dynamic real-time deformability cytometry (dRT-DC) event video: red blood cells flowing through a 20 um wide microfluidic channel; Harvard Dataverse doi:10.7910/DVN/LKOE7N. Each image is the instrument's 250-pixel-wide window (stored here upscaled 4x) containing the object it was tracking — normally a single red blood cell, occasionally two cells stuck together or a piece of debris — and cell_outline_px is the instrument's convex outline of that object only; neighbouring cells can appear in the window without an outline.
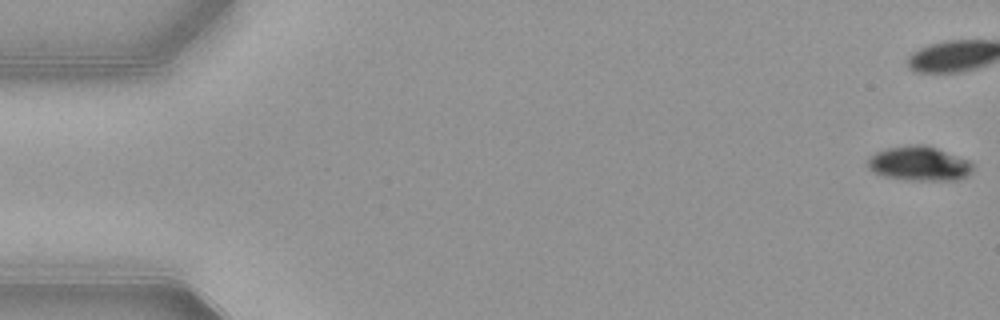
{"species": "common noctule bat (a hibernating species)", "species_latin": "Nyctalus noctula", "temperature_condition": "warm", "stored_images_in_passage": 14, "camera_frame_rate_fps": 3000, "um_per_image_px": 0.085, "animal": {"sex": "female", "body_mass_g": 21.9}, "frame": {"image": 1, "passage_image": 1, "time_ms": 0.0, "image_size_px": [1000, 320], "cell_outline_px": [[976, 168], [968, 176], [960, 180], [908, 180], [884, 176], [872, 172], [868, 168], [868, 160], [876, 152], [888, 148], [908, 144], [924, 144], [936, 148], [968, 160]], "centroid_in_image_um": [78.16, 13.91], "position_along_channel_um": 6.8, "area_um2": 21.21}}